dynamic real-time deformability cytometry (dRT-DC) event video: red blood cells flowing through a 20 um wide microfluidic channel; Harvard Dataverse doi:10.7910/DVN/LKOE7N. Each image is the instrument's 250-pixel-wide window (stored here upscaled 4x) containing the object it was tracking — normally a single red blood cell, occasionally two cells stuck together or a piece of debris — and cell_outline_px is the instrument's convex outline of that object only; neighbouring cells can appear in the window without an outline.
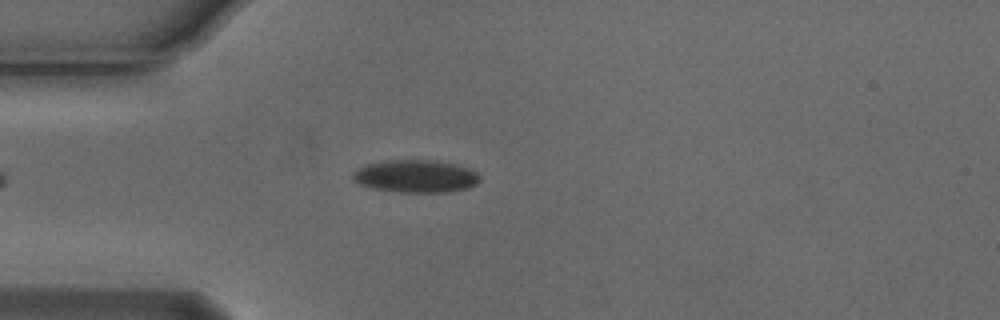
{"species": "Egyptian fruit bat (a non-hibernating species)", "species_latin": "Rousettus aegyptiacus", "temperature_condition": "cold", "stored_images_in_passage": 5, "camera_frame_rate_fps": 3000, "um_per_image_px": 0.085, "animal": {"sex": "male"}, "frame": {"image": 1, "passage_image": 5, "time_ms": 1.333, "image_size_px": [1000, 320], "cell_outline_px": [[480, 180], [476, 184], [468, 188], [448, 192], [400, 192], [372, 188], [360, 184], [352, 180], [352, 172], [368, 164], [388, 160], [432, 160], [456, 164], [472, 168], [480, 176]], "centroid_in_image_um": [35.37, 14.98], "position_along_channel_um": 49.6, "area_um2": 24.22}}